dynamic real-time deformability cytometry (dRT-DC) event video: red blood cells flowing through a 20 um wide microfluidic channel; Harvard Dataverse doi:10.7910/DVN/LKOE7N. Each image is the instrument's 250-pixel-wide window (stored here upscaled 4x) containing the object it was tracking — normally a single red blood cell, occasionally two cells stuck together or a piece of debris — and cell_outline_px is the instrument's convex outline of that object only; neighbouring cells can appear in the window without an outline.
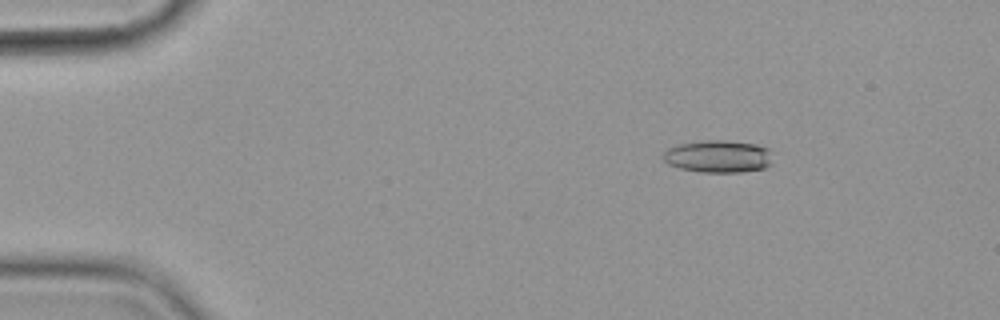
{"species": "common noctule bat (a hibernating species)", "species_latin": "Nyctalus noctula", "temperature_condition": "cold", "stored_images_in_passage": 5, "camera_frame_rate_fps": 3000, "um_per_image_px": 0.085, "animal": {"sex": "female", "body_mass_g": 19.9}, "frame": {"image": 1, "passage_image": 3, "time_ms": 2.333, "image_size_px": [1000, 320], "cell_outline_px": [[772, 164], [768, 168], [740, 172], [700, 172], [680, 168], [668, 164], [664, 160], [664, 152], [668, 148], [680, 144], [704, 140], [724, 140], [756, 144], [768, 148]], "centroid_in_image_um": [61.07, 13.3], "position_along_channel_um": 23.9, "area_um2": 20.69}}